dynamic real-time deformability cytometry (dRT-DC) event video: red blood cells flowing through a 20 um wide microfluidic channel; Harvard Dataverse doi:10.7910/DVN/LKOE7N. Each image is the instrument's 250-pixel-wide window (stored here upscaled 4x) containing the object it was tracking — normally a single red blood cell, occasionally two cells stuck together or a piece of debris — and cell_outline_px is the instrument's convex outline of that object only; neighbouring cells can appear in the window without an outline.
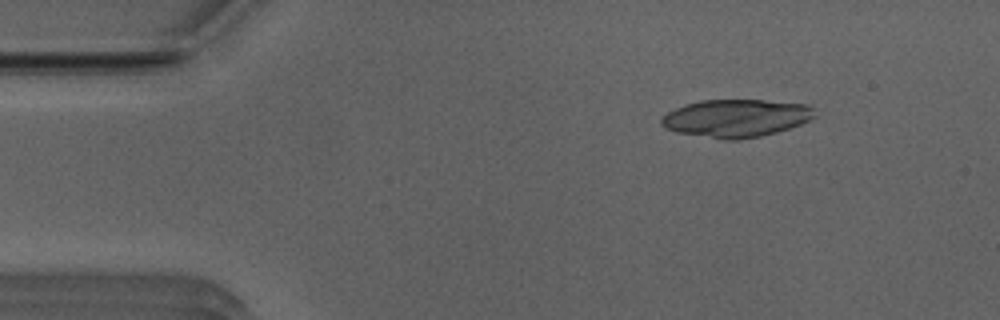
{"species": "Egyptian fruit bat (a non-hibernating species)", "species_latin": "Rousettus aegyptiacus", "temperature_condition": "room temperature", "stored_images_in_passage": 16, "camera_frame_rate_fps": 3000, "um_per_image_px": 0.085, "animal": {"sex": "male"}, "frame": {"image": 1, "passage_image": 1, "time_ms": 0.0, "image_size_px": [1000, 320], "cell_outline_px": [[816, 116], [800, 124], [776, 132], [760, 136], [736, 140], [724, 140], [676, 132], [664, 128], [660, 124], [660, 120], [668, 112], [684, 104], [700, 100], [760, 100], [808, 104], [812, 108]], "centroid_in_image_um": [62.53, 10.04], "position_along_channel_um": 22.5, "area_um2": 33.7}}